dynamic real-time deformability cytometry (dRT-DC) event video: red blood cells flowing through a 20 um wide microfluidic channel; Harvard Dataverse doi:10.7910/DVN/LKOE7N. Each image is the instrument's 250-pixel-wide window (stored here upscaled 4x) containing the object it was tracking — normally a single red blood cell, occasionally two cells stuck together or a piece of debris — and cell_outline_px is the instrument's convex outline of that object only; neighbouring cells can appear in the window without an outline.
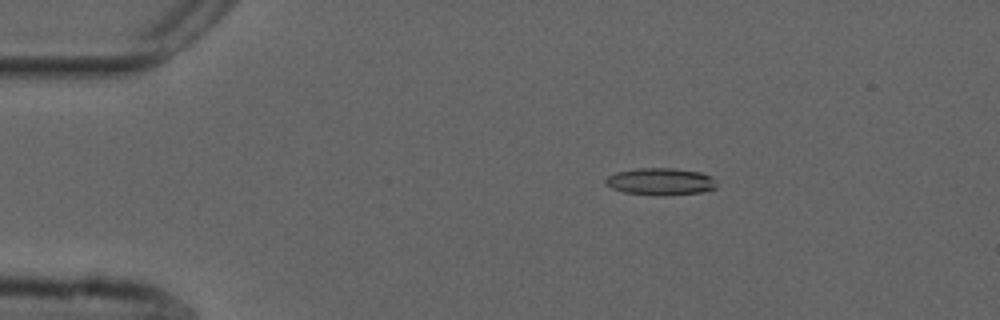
{"species": "common noctule bat (a hibernating species)", "species_latin": "Nyctalus noctula", "temperature_condition": "cold", "stored_images_in_passage": 55, "camera_frame_rate_fps": 3000, "um_per_image_px": 0.085, "animal": {"sex": "male", "forearm_length_mm": 52.5}, "frame": {"image": 1, "passage_image": 10, "time_ms": 3.0, "image_size_px": [1000, 320], "cell_outline_px": [[716, 188], [704, 192], [660, 196], [624, 192], [612, 188], [604, 184], [604, 180], [608, 176], [616, 172], [636, 168], [672, 168], [700, 172], [712, 176], [716, 184]], "centroid_in_image_um": [56.14, 15.43], "position_along_channel_um": 28.9, "area_um2": 17.69}}
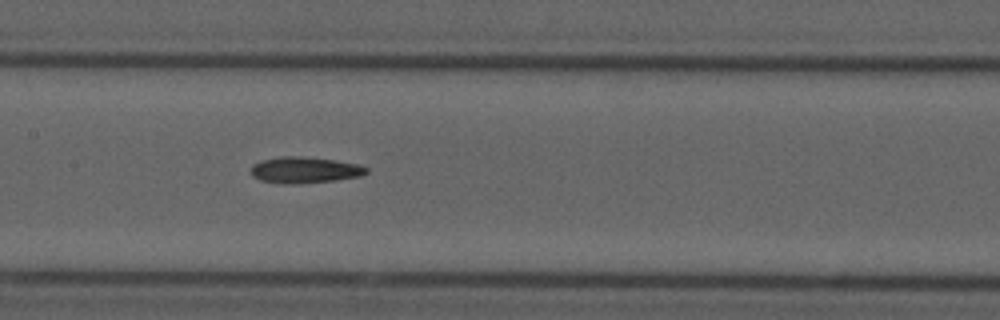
{"frame": {"image": 2, "passage_image": 27, "time_ms": 8.667, "image_size_px": [1000, 320], "cell_outline_px": [[368, 172], [360, 176], [336, 180], [260, 180], [252, 176], [252, 164], [260, 160], [280, 156], [300, 156], [336, 160], [356, 164], [368, 168]], "centroid_in_image_um": [25.93, 14.37], "position_along_channel_um": 181.5, "area_um2": 16.42}}
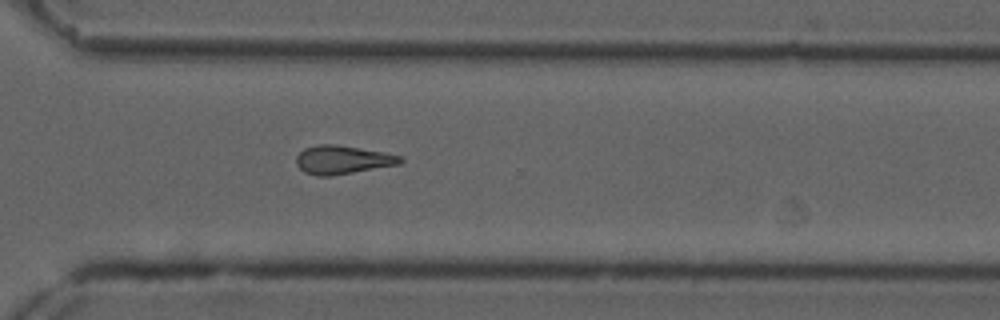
{"frame": {"image": 3, "passage_image": 40, "time_ms": 13.0, "image_size_px": [1000, 320], "cell_outline_px": [[404, 160], [400, 164], [332, 176], [316, 176], [304, 172], [296, 164], [296, 156], [304, 148], [320, 144], [336, 144], [384, 152], [404, 156]], "centroid_in_image_um": [29.13, 13.58], "position_along_channel_um": 341.5, "area_um2": 17.46}}